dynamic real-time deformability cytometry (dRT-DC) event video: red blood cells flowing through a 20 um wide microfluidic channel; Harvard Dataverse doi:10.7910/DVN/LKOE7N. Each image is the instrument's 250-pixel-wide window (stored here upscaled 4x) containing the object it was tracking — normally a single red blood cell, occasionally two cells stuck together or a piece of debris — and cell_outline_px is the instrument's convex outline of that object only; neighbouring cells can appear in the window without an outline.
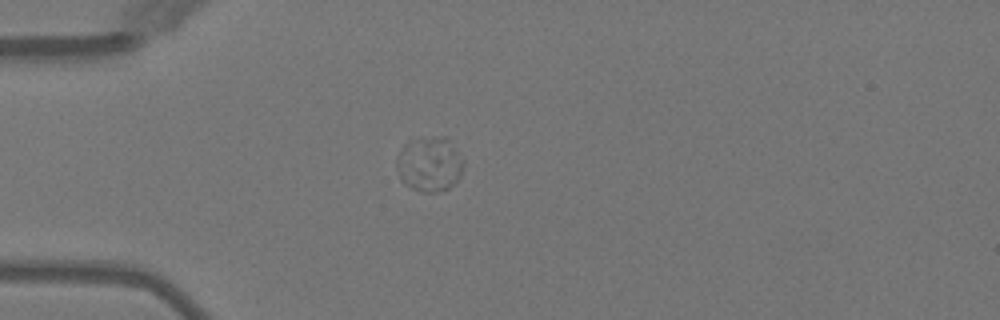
{"species": "Egyptian fruit bat (a non-hibernating species)", "species_latin": "Rousettus aegyptiacus", "temperature_condition": "warm", "stored_images_in_passage": 53, "camera_frame_rate_fps": 3000, "um_per_image_px": 0.085, "animal": {"sex": "female"}, "frame": {"image": 1, "passage_image": 16, "time_ms": 5.0, "image_size_px": [1000, 320], "cell_outline_px": [[464, 164], [456, 180], [448, 188], [436, 192], [420, 192], [404, 184], [396, 168], [396, 160], [412, 140], [420, 136], [448, 136], [464, 160]], "centroid_in_image_um": [36.54, 13.93], "position_along_channel_um": 48.5, "area_um2": 21.21}}
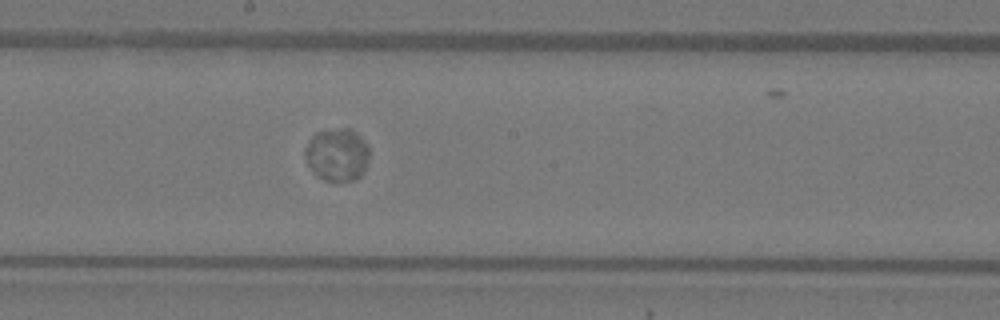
{"frame": {"image": 2, "passage_image": 30, "time_ms": 9.667, "image_size_px": [1000, 320], "cell_outline_px": [[368, 160], [360, 176], [352, 180], [324, 180], [316, 176], [308, 164], [304, 156], [304, 148], [308, 140], [316, 132], [340, 128], [348, 128], [356, 132], [368, 144]], "centroid_in_image_um": [28.63, 13.12], "position_along_channel_um": 219.6, "area_um2": 19.71}}
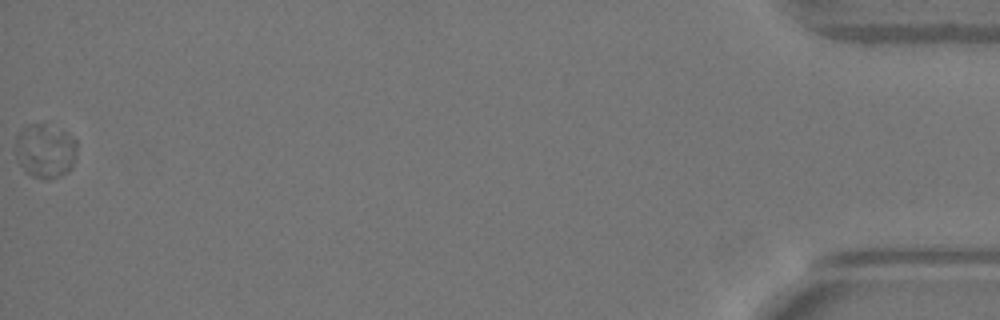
{"frame": {"image": 3, "passage_image": 53, "time_ms": 17.333, "image_size_px": [1000, 320], "cell_outline_px": [[76, 148], [72, 168], [68, 172], [60, 176], [32, 176], [24, 172], [16, 156], [16, 136], [24, 128], [32, 124], [44, 124], [64, 132], [76, 140]], "centroid_in_image_um": [3.83, 12.82], "position_along_channel_um": 431.4, "area_um2": 18.73}}